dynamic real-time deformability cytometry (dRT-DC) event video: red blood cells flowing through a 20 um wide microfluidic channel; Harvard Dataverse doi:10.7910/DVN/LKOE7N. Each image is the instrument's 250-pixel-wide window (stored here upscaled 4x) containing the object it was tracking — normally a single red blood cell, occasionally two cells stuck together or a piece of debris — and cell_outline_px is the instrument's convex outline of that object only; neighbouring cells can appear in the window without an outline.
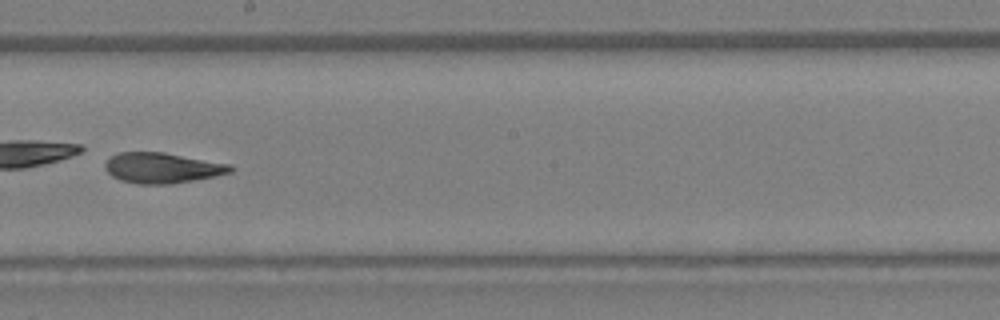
{"species": "Egyptian fruit bat (a non-hibernating species)", "species_latin": "Rousettus aegyptiacus", "temperature_condition": "warm", "stored_images_in_passage": 39, "camera_frame_rate_fps": 3000, "um_per_image_px": 0.085, "animal": {"sex": "female"}, "frame": {"image": 1, "passage_image": 23, "time_ms": 7.333, "image_size_px": [1000, 320], "cell_outline_px": [[232, 172], [216, 176], [172, 184], [136, 184], [120, 180], [112, 176], [104, 168], [104, 164], [116, 152], [164, 152], [232, 164]], "centroid_in_image_um": [13.79, 14.27], "position_along_channel_um": 234.4, "area_um2": 22.43}}
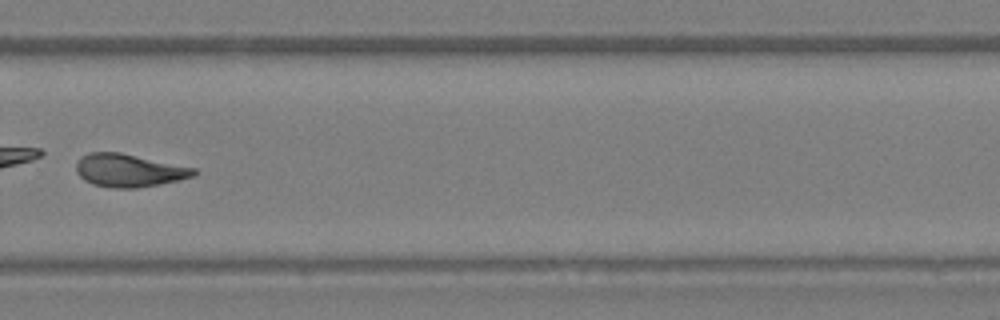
{"frame": {"image": 2, "passage_image": 28, "time_ms": 9.0, "image_size_px": [1000, 320], "cell_outline_px": [[200, 172], [196, 176], [180, 180], [160, 184], [136, 188], [112, 188], [92, 184], [84, 180], [76, 172], [76, 160], [80, 156], [88, 152], [120, 152], [196, 168]], "centroid_in_image_um": [10.97, 14.48], "position_along_channel_um": 318.8, "area_um2": 22.95}}